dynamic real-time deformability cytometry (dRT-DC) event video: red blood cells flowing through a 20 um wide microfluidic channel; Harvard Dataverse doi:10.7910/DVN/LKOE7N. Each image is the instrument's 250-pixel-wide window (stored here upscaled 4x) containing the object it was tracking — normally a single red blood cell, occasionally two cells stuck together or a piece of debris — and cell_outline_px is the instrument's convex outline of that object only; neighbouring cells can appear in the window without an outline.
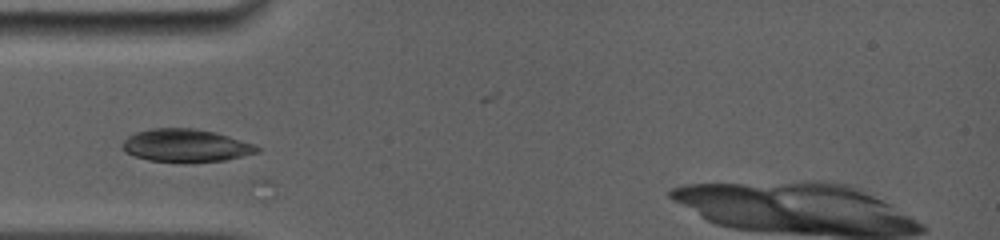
{"species": "common noctule bat (a hibernating species)", "species_latin": "Nyctalus noctula", "temperature_condition": "room temperature", "stored_images_in_passage": 6, "camera_frame_rate_fps": 5000, "um_per_image_px": 0.085, "animal": {"sex": "female", "body_mass_g": 19.0, "forearm_length_mm": 56.7}, "frame": {"image": 1, "passage_image": 4, "time_ms": 3.4, "image_size_px": [1000, 240], "cell_outline_px": [[260, 152], [224, 160], [188, 164], [184, 164], [148, 160], [124, 152], [120, 148], [124, 140], [128, 136], [136, 132], [152, 128], [196, 128], [216, 132], [252, 144], [260, 148]], "centroid_in_image_um": [15.76, 12.39], "position_along_channel_um": 69.2, "area_um2": 26.24}}